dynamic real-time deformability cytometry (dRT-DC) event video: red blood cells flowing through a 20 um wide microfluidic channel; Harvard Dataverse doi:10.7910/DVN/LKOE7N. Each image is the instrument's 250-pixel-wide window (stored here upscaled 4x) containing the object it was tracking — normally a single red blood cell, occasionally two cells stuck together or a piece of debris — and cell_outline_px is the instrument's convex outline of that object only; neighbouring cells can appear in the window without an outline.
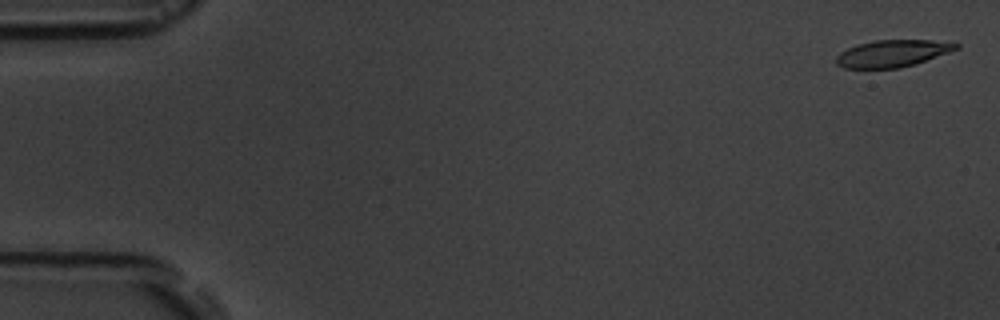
{"species": "common noctule bat (a hibernating species)", "species_latin": "Nyctalus noctula", "temperature_condition": "room temperature", "stored_images_in_passage": 6, "camera_frame_rate_fps": 3000, "um_per_image_px": 0.085, "animal": {"sex": "male", "body_mass_g": 19.5, "forearm_length_mm": 54.6}, "frame": {"image": 1, "passage_image": 6, "time_ms": 7.333, "image_size_px": [1000, 320], "cell_outline_px": [[960, 48], [916, 64], [900, 68], [844, 68], [836, 64], [836, 56], [840, 52], [856, 44], [876, 40], [956, 40], [960, 44]], "centroid_in_image_um": [75.94, 4.52], "position_along_channel_um": 9.1, "area_um2": 19.25}}